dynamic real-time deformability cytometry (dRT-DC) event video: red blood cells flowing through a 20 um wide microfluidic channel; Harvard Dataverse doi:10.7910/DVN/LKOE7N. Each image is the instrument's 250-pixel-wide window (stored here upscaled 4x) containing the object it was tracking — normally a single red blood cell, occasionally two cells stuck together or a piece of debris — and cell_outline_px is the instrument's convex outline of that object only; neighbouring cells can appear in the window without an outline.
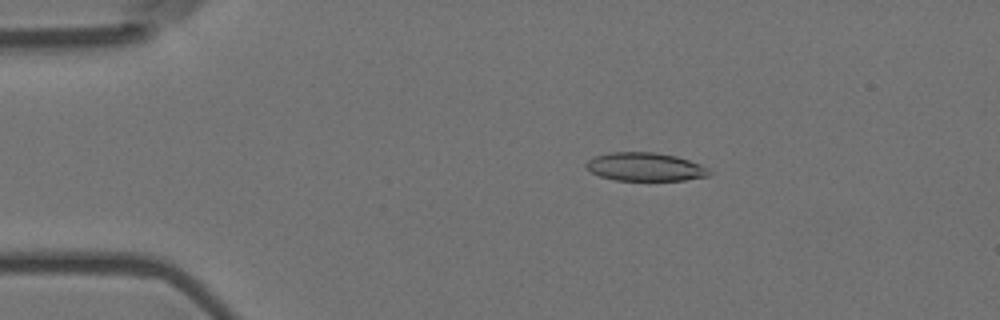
{"species": "Egyptian fruit bat (a non-hibernating species)", "species_latin": "Rousettus aegyptiacus", "temperature_condition": "room temperature", "stored_images_in_passage": 47, "camera_frame_rate_fps": 3000, "um_per_image_px": 0.085, "animal": {"sex": "female"}, "frame": {"image": 1, "passage_image": 9, "time_ms": 2.667, "image_size_px": [1000, 320], "cell_outline_px": [[712, 172], [708, 176], [684, 180], [616, 180], [600, 176], [592, 172], [584, 164], [592, 156], [612, 152], [652, 152], [676, 156], [700, 164], [708, 168]], "centroid_in_image_um": [54.83, 14.18], "position_along_channel_um": 30.2, "area_um2": 20.29}}
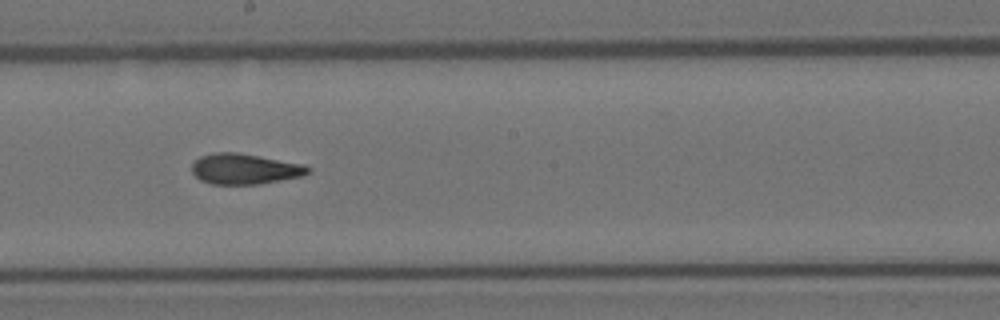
{"frame": {"image": 2, "passage_image": 29, "time_ms": 9.333, "image_size_px": [1000, 320], "cell_outline_px": [[312, 168], [304, 176], [260, 184], [212, 184], [200, 180], [192, 172], [192, 164], [200, 156], [212, 152], [236, 152], [304, 164]], "centroid_in_image_um": [20.81, 14.36], "position_along_channel_um": 227.4, "area_um2": 20.75}}
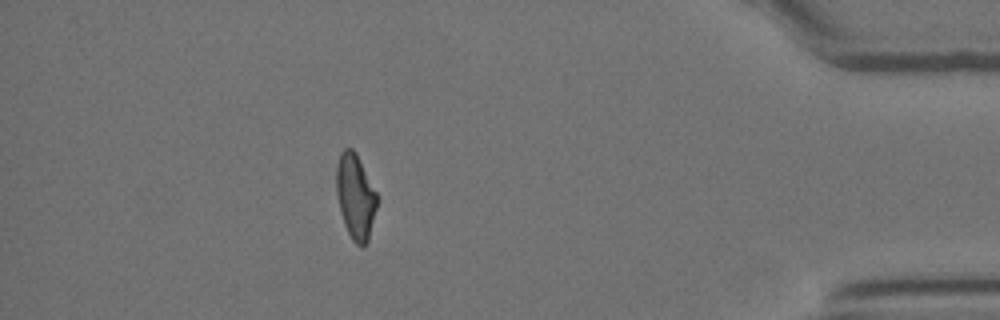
{"frame": {"image": 3, "passage_image": 47, "time_ms": 15.333, "image_size_px": [1000, 320], "cell_outline_px": [[380, 200], [368, 240], [364, 244], [356, 244], [352, 240], [344, 224], [340, 212], [336, 192], [336, 164], [340, 152], [344, 148], [352, 148], [356, 152], [380, 196]], "centroid_in_image_um": [30.24, 16.66], "position_along_channel_um": 405.0, "area_um2": 20.75}, "authors_computed_cell_mechanics": {"area_um2": 20.9236, "velocity_mm_per_s": 3.7453, "shape_relaxation_time_tau1_ms": null, "shape_relaxation_time_tau2_ms": 2.2303, "deformation_change_tau1": null, "deformation_change_tau2": 0.1}}